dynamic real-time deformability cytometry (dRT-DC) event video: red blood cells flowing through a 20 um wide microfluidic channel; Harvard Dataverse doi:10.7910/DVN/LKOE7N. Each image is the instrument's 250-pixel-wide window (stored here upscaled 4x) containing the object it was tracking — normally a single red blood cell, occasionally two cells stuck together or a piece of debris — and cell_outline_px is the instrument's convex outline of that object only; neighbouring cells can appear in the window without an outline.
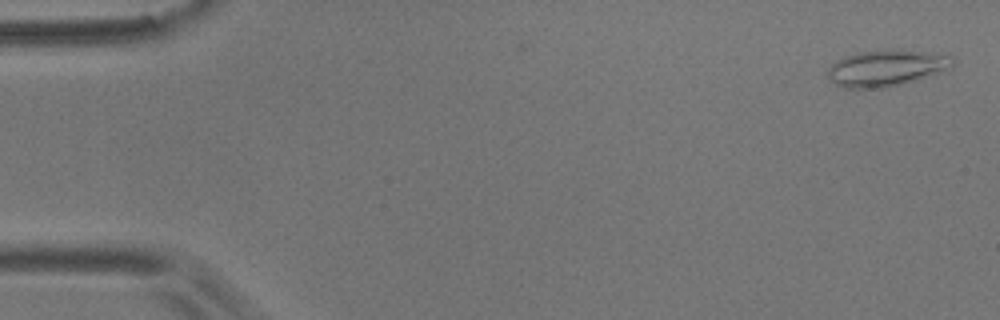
{"species": "common noctule bat (a hibernating species)", "species_latin": "Nyctalus noctula", "temperature_condition": "room temperature", "stored_images_in_passage": 5, "camera_frame_rate_fps": 3000, "um_per_image_px": 0.085, "animal": {"sex": "male", "body_mass_g": 17.9}, "frame": {"image": 1, "passage_image": 1, "time_ms": 0.0, "image_size_px": [1000, 320], "cell_outline_px": [[956, 64], [952, 68], [900, 84], [884, 88], [844, 88], [836, 84], [828, 76], [828, 68], [836, 60], [860, 52], [888, 48], [892, 48], [952, 56], [956, 60]], "centroid_in_image_um": [75.36, 5.77], "position_along_channel_um": 9.6, "area_um2": 26.3}}